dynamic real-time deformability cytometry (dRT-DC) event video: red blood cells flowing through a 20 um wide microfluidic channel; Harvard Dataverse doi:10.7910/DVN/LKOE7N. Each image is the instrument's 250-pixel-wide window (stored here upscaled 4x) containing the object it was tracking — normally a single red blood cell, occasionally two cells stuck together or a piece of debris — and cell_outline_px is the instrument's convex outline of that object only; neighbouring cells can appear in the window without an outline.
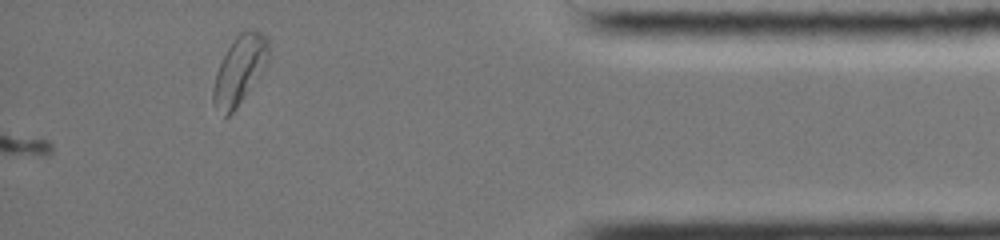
{"species": "common noctule bat (a hibernating species)", "species_latin": "Nyctalus noctula", "temperature_condition": "cold", "stored_images_in_passage": 65, "segment_of_instrument_passage": [2, 2], "camera_frame_rate_fps": 3000, "um_per_image_px": 0.085, "animal": {"sex": "female", "body_mass_g": 19.0, "forearm_length_mm": 51.5}, "frame": {"image": 1, "passage_image": 65, "time_ms": 21.333, "image_size_px": [1000, 240], "cell_outline_px": [[268, 68], [236, 108], [224, 120], [212, 100], [212, 88], [216, 72], [228, 48], [236, 36], [240, 32], [252, 28], [260, 32], [268, 40]], "centroid_in_image_um": [20.38, 5.98], "position_along_channel_um": 414.8, "area_um2": 22.43}}